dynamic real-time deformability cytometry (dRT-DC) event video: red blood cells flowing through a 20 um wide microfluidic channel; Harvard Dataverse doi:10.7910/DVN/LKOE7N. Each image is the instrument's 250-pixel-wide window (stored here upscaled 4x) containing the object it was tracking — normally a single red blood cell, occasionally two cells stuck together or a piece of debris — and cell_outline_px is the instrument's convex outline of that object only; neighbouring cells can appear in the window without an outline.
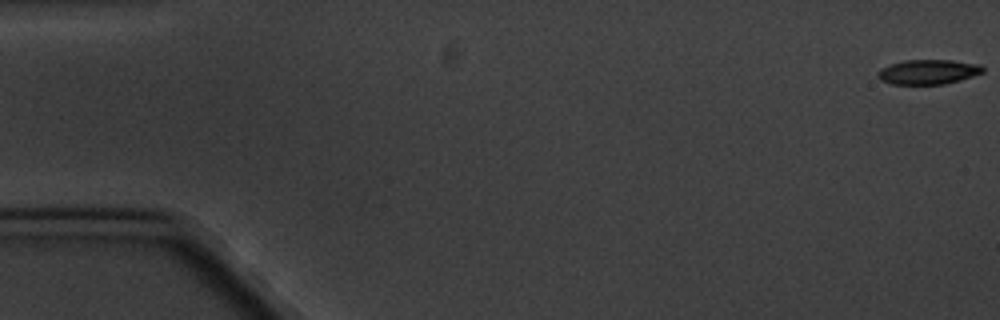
{"species": "common noctule bat (a hibernating species)", "species_latin": "Nyctalus noctula", "temperature_condition": "cold", "stored_images_in_passage": 6, "camera_frame_rate_fps": 3000, "um_per_image_px": 0.085, "animal": {"sex": "male", "body_mass_g": 20.1, "forearm_length_mm": 53.5}, "frame": {"image": 1, "passage_image": 1, "time_ms": 0.0, "image_size_px": [1000, 320], "cell_outline_px": [[984, 72], [960, 80], [944, 84], [892, 84], [880, 80], [876, 76], [876, 72], [880, 68], [904, 60], [952, 60], [980, 64], [984, 68]], "centroid_in_image_um": [78.88, 6.11], "position_along_channel_um": 6.1, "area_um2": 15.2}}
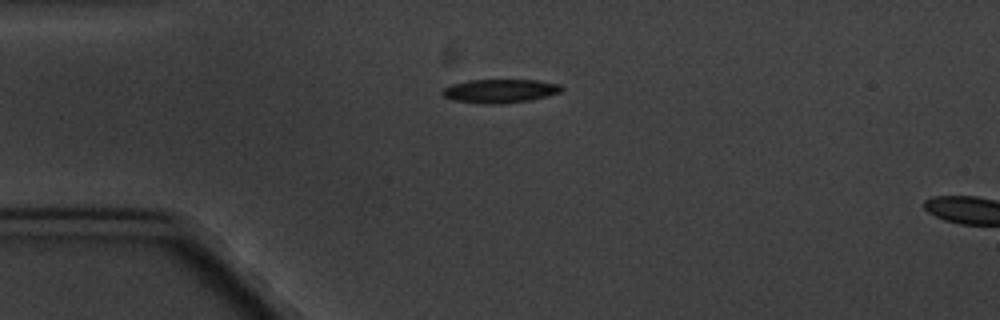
{"frame": {"image": 2, "passage_image": 5, "time_ms": 4.667, "image_size_px": [1000, 320], "cell_outline_px": [[564, 88], [560, 92], [532, 100], [500, 104], [484, 104], [456, 100], [444, 96], [440, 92], [444, 88], [452, 84], [468, 80], [536, 80], [560, 84]], "centroid_in_image_um": [42.52, 7.73], "position_along_channel_um": 42.5, "area_um2": 16.42}}